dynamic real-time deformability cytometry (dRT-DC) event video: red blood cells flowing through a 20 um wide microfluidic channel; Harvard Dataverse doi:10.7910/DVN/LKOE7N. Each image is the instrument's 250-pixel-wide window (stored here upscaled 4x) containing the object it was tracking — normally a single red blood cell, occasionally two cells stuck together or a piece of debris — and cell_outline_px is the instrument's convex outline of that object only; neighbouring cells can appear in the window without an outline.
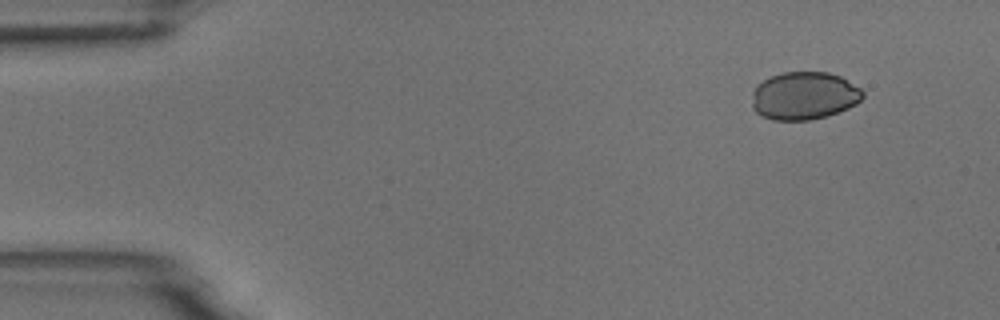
{"species": "common noctule bat (a hibernating species)", "species_latin": "Nyctalus noctula", "temperature_condition": "room temperature", "stored_images_in_passage": 4, "camera_frame_rate_fps": 3000, "um_per_image_px": 0.085, "animal": {"sex": "male", "body_mass_g": 18.8}, "frame": {"image": 1, "passage_image": 1, "time_ms": 0.0, "image_size_px": [1000, 320], "cell_outline_px": [[864, 96], [856, 104], [848, 108], [824, 116], [808, 120], [772, 120], [756, 112], [752, 108], [752, 92], [756, 84], [772, 76], [784, 72], [828, 72], [840, 76], [860, 88], [864, 92]], "centroid_in_image_um": [68.33, 8.13], "position_along_channel_um": 16.7, "area_um2": 30.81}}